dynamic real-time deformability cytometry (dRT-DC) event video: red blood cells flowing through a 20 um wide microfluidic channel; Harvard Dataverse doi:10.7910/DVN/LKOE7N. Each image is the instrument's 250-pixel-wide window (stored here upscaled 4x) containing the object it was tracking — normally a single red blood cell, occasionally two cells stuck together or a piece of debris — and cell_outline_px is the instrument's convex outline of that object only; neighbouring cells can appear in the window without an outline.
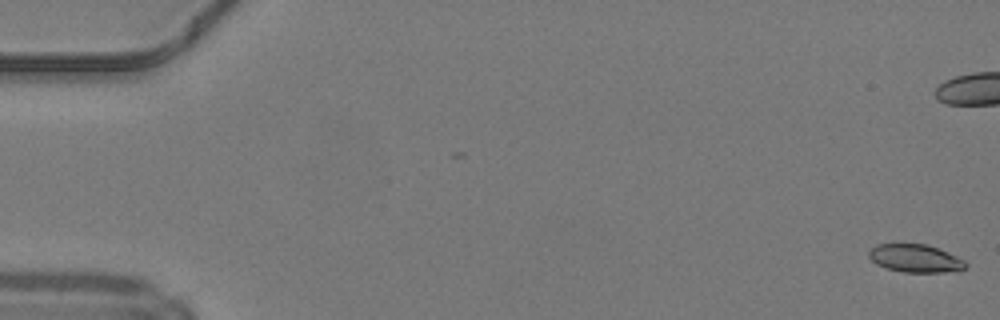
{"species": "common noctule bat (a hibernating species)", "species_latin": "Nyctalus noctula", "temperature_condition": "warm", "stored_images_in_passage": 51, "camera_frame_rate_fps": 3000, "um_per_image_px": 0.085, "animal": {"sex": "male", "body_mass_g": 19.2, "forearm_length_mm": 51.8}, "frame": {"image": 1, "passage_image": 1, "time_ms": 0.0, "image_size_px": [1000, 320], "cell_outline_px": [[968, 264], [960, 272], [904, 272], [888, 268], [876, 264], [868, 256], [868, 252], [876, 244], [924, 244], [940, 248], [964, 260]], "centroid_in_image_um": [77.84, 21.96], "position_along_channel_um": 7.2, "area_um2": 15.84}, "authors_computed_cell_mechanics": {"area_um2": 17.1088, "velocity_mm_per_s": 4.2081, "shape_relaxation_time_tau1_ms": 6.1017, "shape_relaxation_time_tau2_ms": 2.0064, "deformation_change_tau1": 0.1695, "deformation_change_tau2": 0.0832}}